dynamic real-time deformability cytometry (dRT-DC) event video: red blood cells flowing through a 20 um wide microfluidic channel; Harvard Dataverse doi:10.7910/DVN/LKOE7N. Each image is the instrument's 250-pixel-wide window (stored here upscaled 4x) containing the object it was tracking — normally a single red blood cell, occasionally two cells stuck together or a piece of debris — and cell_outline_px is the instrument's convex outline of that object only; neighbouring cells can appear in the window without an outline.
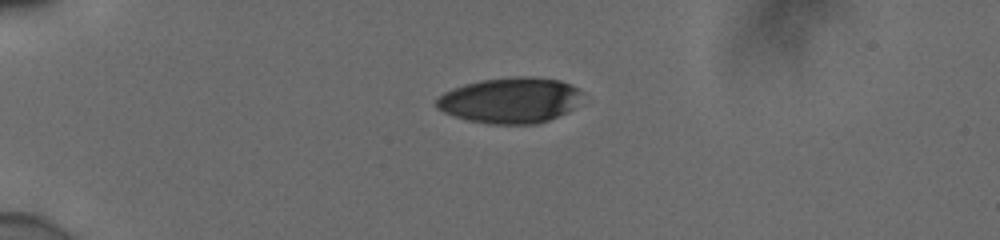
{"species": "human", "species_latin": "Homo sapiens", "temperature_condition": "cold", "stored_images_in_passage": 41, "camera_frame_rate_fps": 3000, "um_per_image_px": 0.085, "donor": {"sex": "male"}, "frame": {"image": 1, "passage_image": 1, "time_ms": 0.0, "image_size_px": [1000, 240], "cell_outline_px": [[584, 92], [572, 108], [568, 112], [548, 120], [536, 124], [488, 124], [468, 120], [444, 112], [436, 108], [432, 104], [444, 92], [452, 88], [464, 84], [480, 80], [516, 76], [528, 76], [560, 80], [572, 84], [580, 88]], "centroid_in_image_um": [43.36, 8.52], "position_along_channel_um": 41.6, "area_um2": 39.13}}
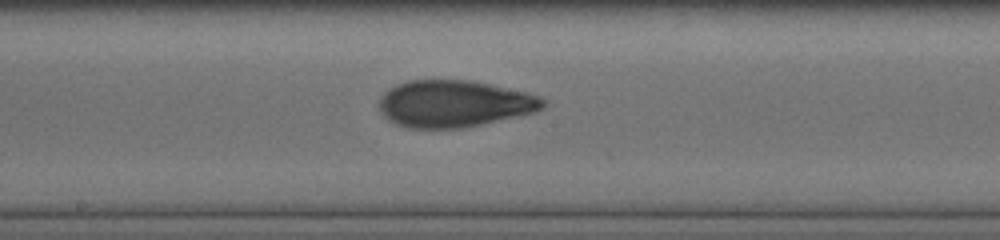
{"frame": {"image": 2, "passage_image": 18, "time_ms": 5.667, "image_size_px": [1000, 240], "cell_outline_px": [[548, 104], [544, 108], [536, 112], [520, 116], [460, 128], [408, 128], [396, 124], [388, 120], [380, 112], [380, 96], [388, 88], [396, 84], [408, 80], [468, 80], [528, 92], [540, 96]], "centroid_in_image_um": [38.61, 8.81], "position_along_channel_um": 209.6, "area_um2": 44.97}}
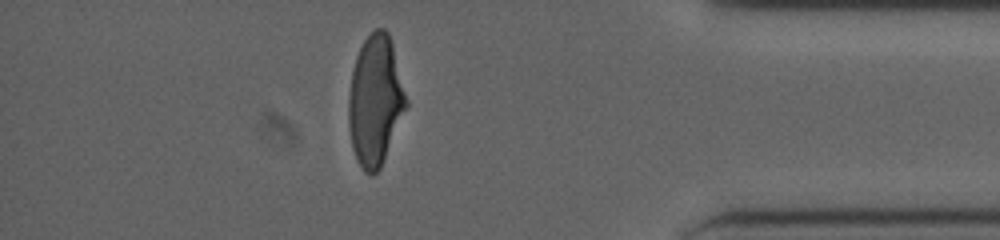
{"frame": {"image": 3, "passage_image": 35, "time_ms": 11.333, "image_size_px": [1000, 240], "cell_outline_px": [[408, 104], [380, 168], [372, 176], [368, 176], [360, 168], [356, 160], [352, 148], [348, 124], [348, 92], [352, 72], [356, 56], [364, 40], [376, 28], [384, 28], [388, 32], [392, 44], [408, 100]], "centroid_in_image_um": [31.88, 8.58], "position_along_channel_um": 403.3, "area_um2": 43.75}, "authors_computed_cell_mechanics": {"area_um2": 43.9858, "velocity_mm_per_s": 3.8934, "shape_relaxation_time_tau1_ms": 4.9836, "shape_relaxation_time_tau2_ms": 1.4181, "deformation_change_tau1": 0.1941, "deformation_change_tau2": 0.0756}}